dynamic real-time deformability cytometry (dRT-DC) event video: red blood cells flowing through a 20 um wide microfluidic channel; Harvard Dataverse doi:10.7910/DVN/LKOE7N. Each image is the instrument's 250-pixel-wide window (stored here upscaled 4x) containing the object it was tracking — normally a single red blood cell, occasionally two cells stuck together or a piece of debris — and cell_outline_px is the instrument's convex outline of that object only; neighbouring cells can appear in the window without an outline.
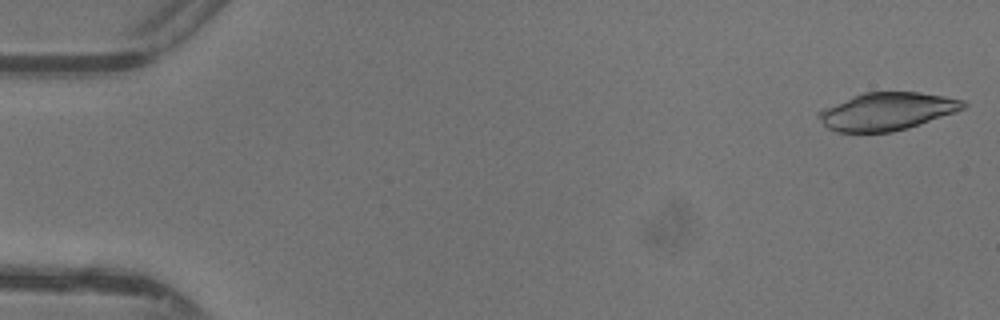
{"species": "common noctule bat (a hibernating species)", "species_latin": "Nyctalus noctula", "temperature_condition": "warm", "stored_images_in_passage": 15, "camera_frame_rate_fps": 3000, "um_per_image_px": 0.085, "animal": {"sex": "female"}, "frame": {"image": 1, "passage_image": 1, "time_ms": 0.0, "image_size_px": [1000, 320], "cell_outline_px": [[968, 104], [964, 108], [956, 112], [908, 128], [892, 132], [836, 132], [828, 128], [816, 116], [816, 112], [824, 108], [852, 96], [864, 92], [920, 92], [944, 96], [964, 100]], "centroid_in_image_um": [75.39, 9.46], "position_along_channel_um": 9.6, "area_um2": 31.79}}
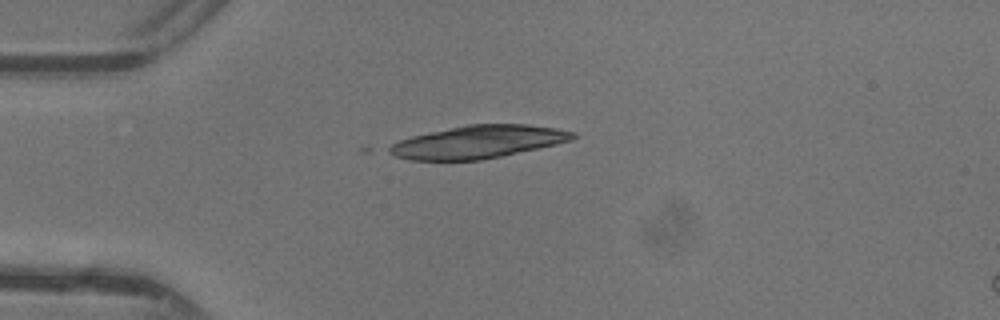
{"frame": {"image": 2, "passage_image": 12, "time_ms": 3.667, "image_size_px": [1000, 320], "cell_outline_px": [[576, 136], [572, 140], [556, 144], [500, 156], [480, 160], [408, 160], [396, 156], [388, 152], [384, 148], [400, 140], [412, 136], [468, 124], [528, 124], [556, 128], [576, 132]], "centroid_in_image_um": [40.62, 12.06], "position_along_channel_um": 44.4, "area_um2": 34.85}}